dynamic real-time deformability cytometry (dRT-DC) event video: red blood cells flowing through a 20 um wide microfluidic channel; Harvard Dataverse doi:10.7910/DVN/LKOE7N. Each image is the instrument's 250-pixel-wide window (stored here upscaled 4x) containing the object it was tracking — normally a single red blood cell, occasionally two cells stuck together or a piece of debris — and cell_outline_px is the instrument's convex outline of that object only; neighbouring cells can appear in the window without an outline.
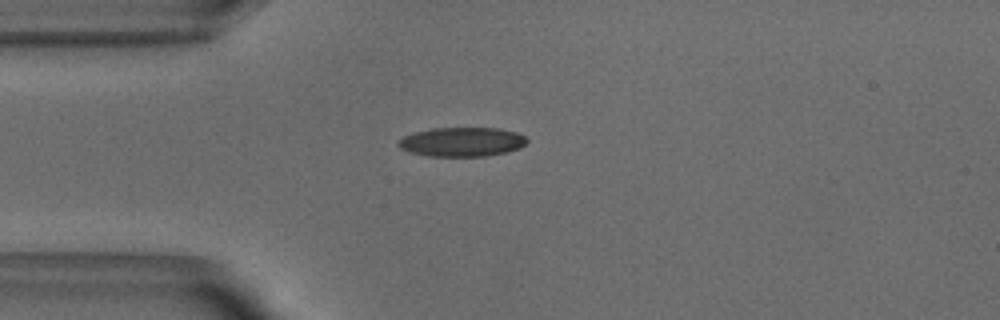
{"species": "common noctule bat (a hibernating species)", "species_latin": "Nyctalus noctula", "temperature_condition": "warm", "stored_images_in_passage": 40, "camera_frame_rate_fps": 3000, "um_per_image_px": 0.085, "animal": {"sex": "male", "body_mass_g": 18.8}, "frame": {"image": 1, "passage_image": 1, "time_ms": 0.0, "image_size_px": [1000, 320], "cell_outline_px": [[528, 140], [520, 148], [508, 152], [484, 156], [428, 156], [412, 152], [400, 148], [396, 144], [404, 136], [416, 132], [432, 128], [496, 128], [516, 132], [524, 136]], "centroid_in_image_um": [39.28, 12.06], "position_along_channel_um": 45.7, "area_um2": 21.73}}
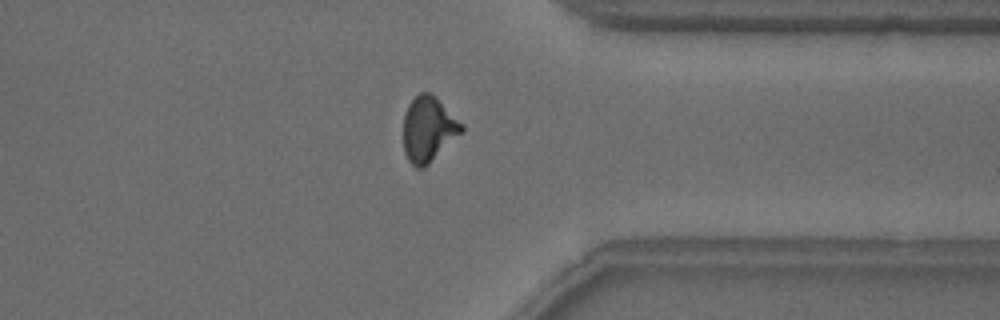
{"frame": {"image": 2, "passage_image": 28, "time_ms": 9.0, "image_size_px": [1000, 320], "cell_outline_px": [[464, 128], [424, 168], [416, 168], [408, 160], [404, 152], [404, 116], [408, 104], [420, 92], [428, 92], [436, 96], [464, 124]], "centroid_in_image_um": [36.4, 10.95], "position_along_channel_um": 375.0, "area_um2": 21.79}}
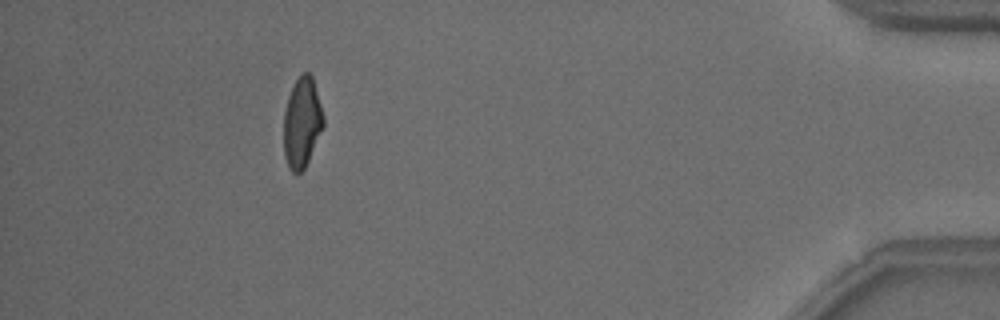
{"frame": {"image": 3, "passage_image": 35, "time_ms": 11.333, "image_size_px": [1000, 320], "cell_outline_px": [[324, 124], [308, 160], [304, 168], [300, 172], [292, 172], [288, 168], [284, 156], [284, 112], [288, 96], [296, 80], [304, 72], [308, 72], [312, 76], [324, 116]], "centroid_in_image_um": [25.66, 10.42], "position_along_channel_um": 409.5, "area_um2": 20.58}, "authors_computed_cell_mechanics": {"area_um2": 21.6461, "velocity_mm_per_s": 3.8509, "shape_relaxation_time_tau1_ms": 6.1419, "shape_relaxation_time_tau2_ms": 1.9085, "deformation_change_tau1": 0.1963, "deformation_change_tau2": 0.0899}}